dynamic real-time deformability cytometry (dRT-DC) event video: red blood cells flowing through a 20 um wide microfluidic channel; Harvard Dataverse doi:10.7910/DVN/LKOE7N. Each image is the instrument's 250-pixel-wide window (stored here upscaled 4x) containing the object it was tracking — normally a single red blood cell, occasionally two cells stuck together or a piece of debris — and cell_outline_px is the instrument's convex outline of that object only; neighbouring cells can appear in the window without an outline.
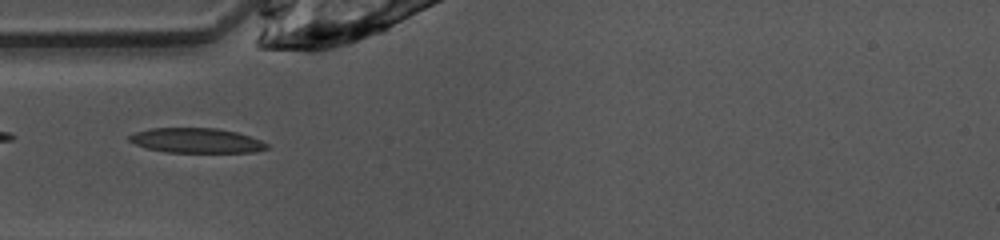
{"species": "common noctule bat (a hibernating species)", "species_latin": "Nyctalus noctula", "temperature_condition": "warm", "stored_images_in_passage": 48, "camera_frame_rate_fps": 3000, "um_per_image_px": 0.085, "animal": {"sex": "female", "body_mass_g": 10.0, "forearm_length_mm": 53.1}, "frame": {"image": 1, "passage_image": 13, "time_ms": 4.0, "image_size_px": [1000, 240], "cell_outline_px": [[268, 148], [256, 152], [168, 152], [148, 148], [136, 144], [128, 140], [128, 136], [136, 132], [148, 128], [216, 128], [236, 132], [260, 140], [268, 144]], "centroid_in_image_um": [16.69, 11.94], "position_along_channel_um": 68.3, "area_um2": 19.71}}
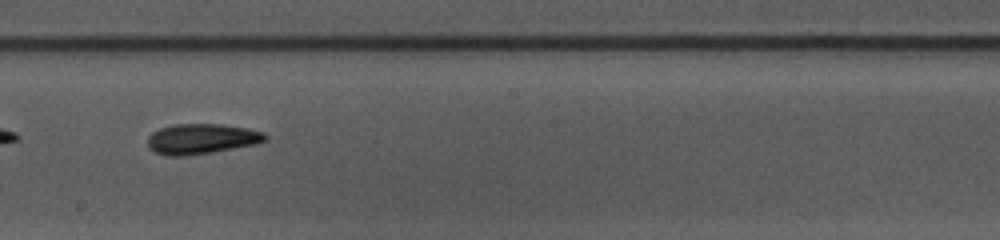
{"frame": {"image": 2, "passage_image": 25, "time_ms": 8.0, "image_size_px": [1000, 240], "cell_outline_px": [[268, 136], [264, 140], [256, 144], [212, 152], [184, 156], [168, 156], [156, 152], [148, 148], [148, 136], [152, 132], [160, 128], [172, 124], [220, 124], [248, 128], [264, 132]], "centroid_in_image_um": [17.11, 11.8], "position_along_channel_um": 231.1, "area_um2": 20.75}}
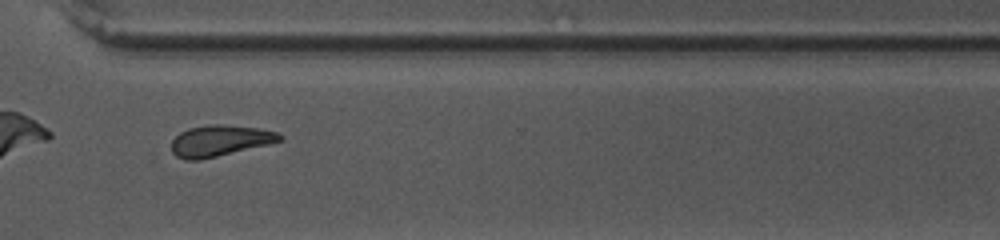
{"frame": {"image": 3, "passage_image": 34, "time_ms": 11.0, "image_size_px": [1000, 240], "cell_outline_px": [[284, 140], [268, 144], [200, 160], [184, 160], [176, 156], [172, 152], [172, 140], [180, 132], [188, 128], [216, 124], [224, 124], [260, 128], [276, 132], [284, 136]], "centroid_in_image_um": [18.69, 11.96], "position_along_channel_um": 351.9, "area_um2": 19.59}, "authors_computed_cell_mechanics": {"area_um2": 20.2011, "velocity_mm_per_s": 4.0361, "shape_relaxation_time_tau1_ms": 3.5529, "shape_relaxation_time_tau2_ms": 3.8465, "deformation_change_tau1": 0.1329, "deformation_change_tau2": 0.1188}}